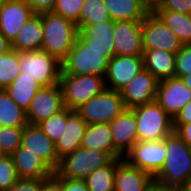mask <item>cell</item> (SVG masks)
<instances>
[{"instance_id": "obj_39", "label": "cell", "mask_w": 191, "mask_h": 191, "mask_svg": "<svg viewBox=\"0 0 191 191\" xmlns=\"http://www.w3.org/2000/svg\"><path fill=\"white\" fill-rule=\"evenodd\" d=\"M41 179H19L9 190L6 191H40Z\"/></svg>"}, {"instance_id": "obj_2", "label": "cell", "mask_w": 191, "mask_h": 191, "mask_svg": "<svg viewBox=\"0 0 191 191\" xmlns=\"http://www.w3.org/2000/svg\"><path fill=\"white\" fill-rule=\"evenodd\" d=\"M43 41L41 50L62 62L73 48L78 30L76 24L51 12L42 13Z\"/></svg>"}, {"instance_id": "obj_47", "label": "cell", "mask_w": 191, "mask_h": 191, "mask_svg": "<svg viewBox=\"0 0 191 191\" xmlns=\"http://www.w3.org/2000/svg\"><path fill=\"white\" fill-rule=\"evenodd\" d=\"M180 191H191V178L188 179L185 183L178 186Z\"/></svg>"}, {"instance_id": "obj_30", "label": "cell", "mask_w": 191, "mask_h": 191, "mask_svg": "<svg viewBox=\"0 0 191 191\" xmlns=\"http://www.w3.org/2000/svg\"><path fill=\"white\" fill-rule=\"evenodd\" d=\"M112 21L103 0H84L79 20L76 23L77 30H81L84 26L96 23Z\"/></svg>"}, {"instance_id": "obj_40", "label": "cell", "mask_w": 191, "mask_h": 191, "mask_svg": "<svg viewBox=\"0 0 191 191\" xmlns=\"http://www.w3.org/2000/svg\"><path fill=\"white\" fill-rule=\"evenodd\" d=\"M62 191H89L84 179L61 177Z\"/></svg>"}, {"instance_id": "obj_44", "label": "cell", "mask_w": 191, "mask_h": 191, "mask_svg": "<svg viewBox=\"0 0 191 191\" xmlns=\"http://www.w3.org/2000/svg\"><path fill=\"white\" fill-rule=\"evenodd\" d=\"M191 123V101H189L183 109L173 119V124Z\"/></svg>"}, {"instance_id": "obj_5", "label": "cell", "mask_w": 191, "mask_h": 191, "mask_svg": "<svg viewBox=\"0 0 191 191\" xmlns=\"http://www.w3.org/2000/svg\"><path fill=\"white\" fill-rule=\"evenodd\" d=\"M64 108L75 111L105 88L103 76L60 74Z\"/></svg>"}, {"instance_id": "obj_4", "label": "cell", "mask_w": 191, "mask_h": 191, "mask_svg": "<svg viewBox=\"0 0 191 191\" xmlns=\"http://www.w3.org/2000/svg\"><path fill=\"white\" fill-rule=\"evenodd\" d=\"M130 110L136 117L138 141L163 140L174 132L173 118L156 101Z\"/></svg>"}, {"instance_id": "obj_28", "label": "cell", "mask_w": 191, "mask_h": 191, "mask_svg": "<svg viewBox=\"0 0 191 191\" xmlns=\"http://www.w3.org/2000/svg\"><path fill=\"white\" fill-rule=\"evenodd\" d=\"M27 124L26 111L13 101L5 89H0V126L25 127Z\"/></svg>"}, {"instance_id": "obj_20", "label": "cell", "mask_w": 191, "mask_h": 191, "mask_svg": "<svg viewBox=\"0 0 191 191\" xmlns=\"http://www.w3.org/2000/svg\"><path fill=\"white\" fill-rule=\"evenodd\" d=\"M21 145L25 147V151L38 154L54 170L57 169L60 158L57 155L55 143L38 125L27 124L23 127Z\"/></svg>"}, {"instance_id": "obj_36", "label": "cell", "mask_w": 191, "mask_h": 191, "mask_svg": "<svg viewBox=\"0 0 191 191\" xmlns=\"http://www.w3.org/2000/svg\"><path fill=\"white\" fill-rule=\"evenodd\" d=\"M83 3L84 0H56L52 12L76 24L79 20V14Z\"/></svg>"}, {"instance_id": "obj_23", "label": "cell", "mask_w": 191, "mask_h": 191, "mask_svg": "<svg viewBox=\"0 0 191 191\" xmlns=\"http://www.w3.org/2000/svg\"><path fill=\"white\" fill-rule=\"evenodd\" d=\"M144 68L159 81L175 77V56L163 49H143Z\"/></svg>"}, {"instance_id": "obj_27", "label": "cell", "mask_w": 191, "mask_h": 191, "mask_svg": "<svg viewBox=\"0 0 191 191\" xmlns=\"http://www.w3.org/2000/svg\"><path fill=\"white\" fill-rule=\"evenodd\" d=\"M41 87L34 78L20 72L5 90L19 107L27 111L32 98Z\"/></svg>"}, {"instance_id": "obj_37", "label": "cell", "mask_w": 191, "mask_h": 191, "mask_svg": "<svg viewBox=\"0 0 191 191\" xmlns=\"http://www.w3.org/2000/svg\"><path fill=\"white\" fill-rule=\"evenodd\" d=\"M191 74V44L182 45L175 56V77Z\"/></svg>"}, {"instance_id": "obj_9", "label": "cell", "mask_w": 191, "mask_h": 191, "mask_svg": "<svg viewBox=\"0 0 191 191\" xmlns=\"http://www.w3.org/2000/svg\"><path fill=\"white\" fill-rule=\"evenodd\" d=\"M143 49H163L177 53L182 43L177 35L154 13L150 12L142 21Z\"/></svg>"}, {"instance_id": "obj_41", "label": "cell", "mask_w": 191, "mask_h": 191, "mask_svg": "<svg viewBox=\"0 0 191 191\" xmlns=\"http://www.w3.org/2000/svg\"><path fill=\"white\" fill-rule=\"evenodd\" d=\"M35 14L53 11L56 0H23Z\"/></svg>"}, {"instance_id": "obj_18", "label": "cell", "mask_w": 191, "mask_h": 191, "mask_svg": "<svg viewBox=\"0 0 191 191\" xmlns=\"http://www.w3.org/2000/svg\"><path fill=\"white\" fill-rule=\"evenodd\" d=\"M19 179H47L55 174V170L38 154L25 151L20 145L11 154Z\"/></svg>"}, {"instance_id": "obj_1", "label": "cell", "mask_w": 191, "mask_h": 191, "mask_svg": "<svg viewBox=\"0 0 191 191\" xmlns=\"http://www.w3.org/2000/svg\"><path fill=\"white\" fill-rule=\"evenodd\" d=\"M165 161L153 177L164 186H179L191 178V153L189 146L174 131L165 137Z\"/></svg>"}, {"instance_id": "obj_17", "label": "cell", "mask_w": 191, "mask_h": 191, "mask_svg": "<svg viewBox=\"0 0 191 191\" xmlns=\"http://www.w3.org/2000/svg\"><path fill=\"white\" fill-rule=\"evenodd\" d=\"M34 14L23 0H4L0 4V32L12 43Z\"/></svg>"}, {"instance_id": "obj_12", "label": "cell", "mask_w": 191, "mask_h": 191, "mask_svg": "<svg viewBox=\"0 0 191 191\" xmlns=\"http://www.w3.org/2000/svg\"><path fill=\"white\" fill-rule=\"evenodd\" d=\"M143 69L142 56H113L108 62L104 76L106 88L120 91Z\"/></svg>"}, {"instance_id": "obj_49", "label": "cell", "mask_w": 191, "mask_h": 191, "mask_svg": "<svg viewBox=\"0 0 191 191\" xmlns=\"http://www.w3.org/2000/svg\"><path fill=\"white\" fill-rule=\"evenodd\" d=\"M161 0H143V2L152 10Z\"/></svg>"}, {"instance_id": "obj_32", "label": "cell", "mask_w": 191, "mask_h": 191, "mask_svg": "<svg viewBox=\"0 0 191 191\" xmlns=\"http://www.w3.org/2000/svg\"><path fill=\"white\" fill-rule=\"evenodd\" d=\"M20 74V52L0 55V89H6Z\"/></svg>"}, {"instance_id": "obj_3", "label": "cell", "mask_w": 191, "mask_h": 191, "mask_svg": "<svg viewBox=\"0 0 191 191\" xmlns=\"http://www.w3.org/2000/svg\"><path fill=\"white\" fill-rule=\"evenodd\" d=\"M114 158L107 152L82 146L63 156L55 170L58 177L85 179L95 170L109 165Z\"/></svg>"}, {"instance_id": "obj_42", "label": "cell", "mask_w": 191, "mask_h": 191, "mask_svg": "<svg viewBox=\"0 0 191 191\" xmlns=\"http://www.w3.org/2000/svg\"><path fill=\"white\" fill-rule=\"evenodd\" d=\"M40 191H62L61 190V177L55 174L47 179H41Z\"/></svg>"}, {"instance_id": "obj_31", "label": "cell", "mask_w": 191, "mask_h": 191, "mask_svg": "<svg viewBox=\"0 0 191 191\" xmlns=\"http://www.w3.org/2000/svg\"><path fill=\"white\" fill-rule=\"evenodd\" d=\"M116 159L109 165L95 170L84 181L89 191H114Z\"/></svg>"}, {"instance_id": "obj_21", "label": "cell", "mask_w": 191, "mask_h": 191, "mask_svg": "<svg viewBox=\"0 0 191 191\" xmlns=\"http://www.w3.org/2000/svg\"><path fill=\"white\" fill-rule=\"evenodd\" d=\"M153 183L149 173L131 166L124 158L116 159L114 191H148Z\"/></svg>"}, {"instance_id": "obj_8", "label": "cell", "mask_w": 191, "mask_h": 191, "mask_svg": "<svg viewBox=\"0 0 191 191\" xmlns=\"http://www.w3.org/2000/svg\"><path fill=\"white\" fill-rule=\"evenodd\" d=\"M61 62L46 51L20 52V72L34 78L42 87L60 83Z\"/></svg>"}, {"instance_id": "obj_16", "label": "cell", "mask_w": 191, "mask_h": 191, "mask_svg": "<svg viewBox=\"0 0 191 191\" xmlns=\"http://www.w3.org/2000/svg\"><path fill=\"white\" fill-rule=\"evenodd\" d=\"M109 125L114 144V159L124 158L138 141L135 114L130 109H126L114 118Z\"/></svg>"}, {"instance_id": "obj_45", "label": "cell", "mask_w": 191, "mask_h": 191, "mask_svg": "<svg viewBox=\"0 0 191 191\" xmlns=\"http://www.w3.org/2000/svg\"><path fill=\"white\" fill-rule=\"evenodd\" d=\"M12 50V43L0 32V55Z\"/></svg>"}, {"instance_id": "obj_15", "label": "cell", "mask_w": 191, "mask_h": 191, "mask_svg": "<svg viewBox=\"0 0 191 191\" xmlns=\"http://www.w3.org/2000/svg\"><path fill=\"white\" fill-rule=\"evenodd\" d=\"M115 55L143 56L142 21L113 22Z\"/></svg>"}, {"instance_id": "obj_11", "label": "cell", "mask_w": 191, "mask_h": 191, "mask_svg": "<svg viewBox=\"0 0 191 191\" xmlns=\"http://www.w3.org/2000/svg\"><path fill=\"white\" fill-rule=\"evenodd\" d=\"M63 109V92L59 83L41 87L32 98L26 114L29 124L38 125Z\"/></svg>"}, {"instance_id": "obj_33", "label": "cell", "mask_w": 191, "mask_h": 191, "mask_svg": "<svg viewBox=\"0 0 191 191\" xmlns=\"http://www.w3.org/2000/svg\"><path fill=\"white\" fill-rule=\"evenodd\" d=\"M73 110L64 108L59 113L52 115L48 119L38 124L40 129L47 135L54 143L63 136L64 125H66L67 118L73 113Z\"/></svg>"}, {"instance_id": "obj_13", "label": "cell", "mask_w": 191, "mask_h": 191, "mask_svg": "<svg viewBox=\"0 0 191 191\" xmlns=\"http://www.w3.org/2000/svg\"><path fill=\"white\" fill-rule=\"evenodd\" d=\"M155 101L174 119L191 101V90L178 77L164 79L158 83Z\"/></svg>"}, {"instance_id": "obj_7", "label": "cell", "mask_w": 191, "mask_h": 191, "mask_svg": "<svg viewBox=\"0 0 191 191\" xmlns=\"http://www.w3.org/2000/svg\"><path fill=\"white\" fill-rule=\"evenodd\" d=\"M127 108L120 91L105 88L82 104L75 112L88 124L110 123Z\"/></svg>"}, {"instance_id": "obj_19", "label": "cell", "mask_w": 191, "mask_h": 191, "mask_svg": "<svg viewBox=\"0 0 191 191\" xmlns=\"http://www.w3.org/2000/svg\"><path fill=\"white\" fill-rule=\"evenodd\" d=\"M77 38L90 49L103 52L109 60L115 56L113 21L84 26L78 31Z\"/></svg>"}, {"instance_id": "obj_14", "label": "cell", "mask_w": 191, "mask_h": 191, "mask_svg": "<svg viewBox=\"0 0 191 191\" xmlns=\"http://www.w3.org/2000/svg\"><path fill=\"white\" fill-rule=\"evenodd\" d=\"M159 80L145 68L121 90L120 94L127 109L155 101Z\"/></svg>"}, {"instance_id": "obj_29", "label": "cell", "mask_w": 191, "mask_h": 191, "mask_svg": "<svg viewBox=\"0 0 191 191\" xmlns=\"http://www.w3.org/2000/svg\"><path fill=\"white\" fill-rule=\"evenodd\" d=\"M178 37L183 45L191 44V15L173 11H152Z\"/></svg>"}, {"instance_id": "obj_24", "label": "cell", "mask_w": 191, "mask_h": 191, "mask_svg": "<svg viewBox=\"0 0 191 191\" xmlns=\"http://www.w3.org/2000/svg\"><path fill=\"white\" fill-rule=\"evenodd\" d=\"M87 125L75 111L67 118L63 136L55 143L56 152L60 159L81 146Z\"/></svg>"}, {"instance_id": "obj_46", "label": "cell", "mask_w": 191, "mask_h": 191, "mask_svg": "<svg viewBox=\"0 0 191 191\" xmlns=\"http://www.w3.org/2000/svg\"><path fill=\"white\" fill-rule=\"evenodd\" d=\"M148 191H180L178 186H164L154 182Z\"/></svg>"}, {"instance_id": "obj_38", "label": "cell", "mask_w": 191, "mask_h": 191, "mask_svg": "<svg viewBox=\"0 0 191 191\" xmlns=\"http://www.w3.org/2000/svg\"><path fill=\"white\" fill-rule=\"evenodd\" d=\"M151 11H173L191 15V0H161Z\"/></svg>"}, {"instance_id": "obj_25", "label": "cell", "mask_w": 191, "mask_h": 191, "mask_svg": "<svg viewBox=\"0 0 191 191\" xmlns=\"http://www.w3.org/2000/svg\"><path fill=\"white\" fill-rule=\"evenodd\" d=\"M42 41V13L34 14L19 30L12 42V49L19 52L41 50Z\"/></svg>"}, {"instance_id": "obj_48", "label": "cell", "mask_w": 191, "mask_h": 191, "mask_svg": "<svg viewBox=\"0 0 191 191\" xmlns=\"http://www.w3.org/2000/svg\"><path fill=\"white\" fill-rule=\"evenodd\" d=\"M180 79L191 90V74L182 76Z\"/></svg>"}, {"instance_id": "obj_34", "label": "cell", "mask_w": 191, "mask_h": 191, "mask_svg": "<svg viewBox=\"0 0 191 191\" xmlns=\"http://www.w3.org/2000/svg\"><path fill=\"white\" fill-rule=\"evenodd\" d=\"M23 127L0 126V155H11L20 145Z\"/></svg>"}, {"instance_id": "obj_26", "label": "cell", "mask_w": 191, "mask_h": 191, "mask_svg": "<svg viewBox=\"0 0 191 191\" xmlns=\"http://www.w3.org/2000/svg\"><path fill=\"white\" fill-rule=\"evenodd\" d=\"M81 146L109 153L114 158V144L109 123L87 125Z\"/></svg>"}, {"instance_id": "obj_35", "label": "cell", "mask_w": 191, "mask_h": 191, "mask_svg": "<svg viewBox=\"0 0 191 191\" xmlns=\"http://www.w3.org/2000/svg\"><path fill=\"white\" fill-rule=\"evenodd\" d=\"M18 180L11 155H0V191L9 190Z\"/></svg>"}, {"instance_id": "obj_22", "label": "cell", "mask_w": 191, "mask_h": 191, "mask_svg": "<svg viewBox=\"0 0 191 191\" xmlns=\"http://www.w3.org/2000/svg\"><path fill=\"white\" fill-rule=\"evenodd\" d=\"M108 14L115 21H143L151 12L143 0H103Z\"/></svg>"}, {"instance_id": "obj_10", "label": "cell", "mask_w": 191, "mask_h": 191, "mask_svg": "<svg viewBox=\"0 0 191 191\" xmlns=\"http://www.w3.org/2000/svg\"><path fill=\"white\" fill-rule=\"evenodd\" d=\"M165 138L156 141H137L124 159L133 167L155 176L165 161Z\"/></svg>"}, {"instance_id": "obj_43", "label": "cell", "mask_w": 191, "mask_h": 191, "mask_svg": "<svg viewBox=\"0 0 191 191\" xmlns=\"http://www.w3.org/2000/svg\"><path fill=\"white\" fill-rule=\"evenodd\" d=\"M174 131L188 145H191V123L188 124H173Z\"/></svg>"}, {"instance_id": "obj_6", "label": "cell", "mask_w": 191, "mask_h": 191, "mask_svg": "<svg viewBox=\"0 0 191 191\" xmlns=\"http://www.w3.org/2000/svg\"><path fill=\"white\" fill-rule=\"evenodd\" d=\"M109 59L76 38L73 48L61 62V74L105 76Z\"/></svg>"}]
</instances>
